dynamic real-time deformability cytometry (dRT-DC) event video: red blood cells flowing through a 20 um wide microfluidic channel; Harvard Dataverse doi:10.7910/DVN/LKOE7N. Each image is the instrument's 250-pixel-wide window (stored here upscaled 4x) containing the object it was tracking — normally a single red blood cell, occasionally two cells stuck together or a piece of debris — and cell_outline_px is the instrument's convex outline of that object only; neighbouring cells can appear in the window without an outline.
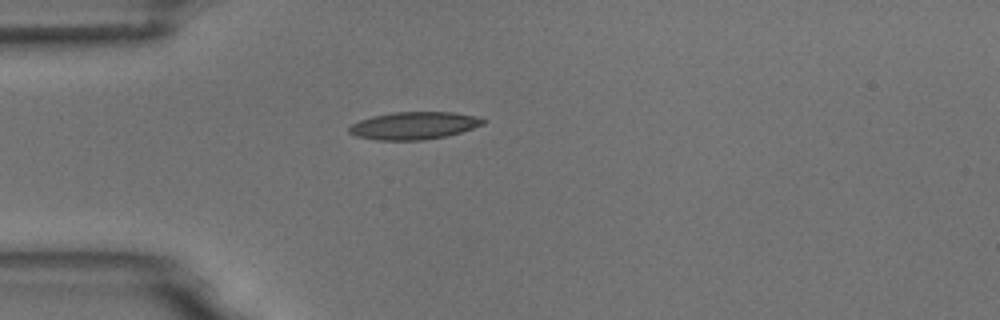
{"species": "common noctule bat (a hibernating species)", "species_latin": "Nyctalus noctula", "temperature_condition": "room temperature", "stored_images_in_passage": 1, "camera_frame_rate_fps": 3000, "um_per_image_px": 0.085, "animal": {"sex": "male", "body_mass_g": 18.8}, "frame": {"image": 1, "passage_image": 1, "time_ms": 0.0, "image_size_px": [1000, 320], "cell_outline_px": [[488, 120], [484, 124], [448, 136], [424, 140], [376, 140], [356, 136], [348, 132], [348, 128], [352, 124], [360, 120], [372, 116], [392, 112], [452, 112], [476, 116]], "centroid_in_image_um": [35.19, 10.67], "position_along_channel_um": 49.8, "area_um2": 21.56}}